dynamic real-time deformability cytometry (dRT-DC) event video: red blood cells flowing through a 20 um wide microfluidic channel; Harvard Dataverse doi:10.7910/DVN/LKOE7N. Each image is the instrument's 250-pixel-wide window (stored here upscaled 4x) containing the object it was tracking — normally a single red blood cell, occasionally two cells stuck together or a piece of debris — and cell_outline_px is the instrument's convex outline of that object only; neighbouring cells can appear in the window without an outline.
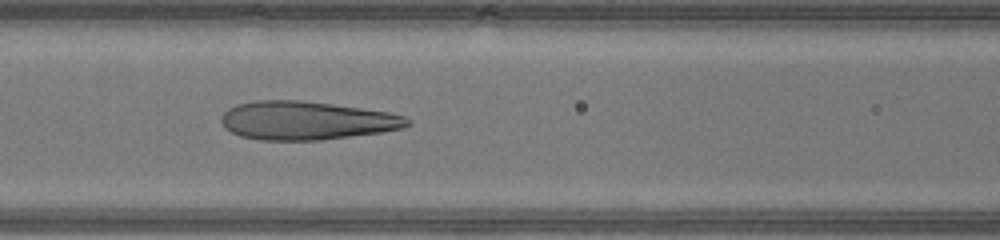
{"species": "human", "species_latin": "Homo sapiens", "temperature_condition": "warm", "stored_images_in_passage": 24, "camera_frame_rate_fps": 3000, "um_per_image_px": 0.085, "donor": {"sex": "male"}, "frame": {"image": 1, "passage_image": 6, "time_ms": 1.667, "image_size_px": [1000, 240], "cell_outline_px": [[412, 124], [404, 128], [380, 132], [320, 140], [260, 140], [240, 136], [224, 128], [220, 120], [220, 116], [228, 108], [236, 104], [252, 100], [300, 100], [332, 104], [392, 112], [404, 116], [412, 120]], "centroid_in_image_um": [26.04, 10.24], "position_along_channel_um": 140.6, "area_um2": 42.08}}
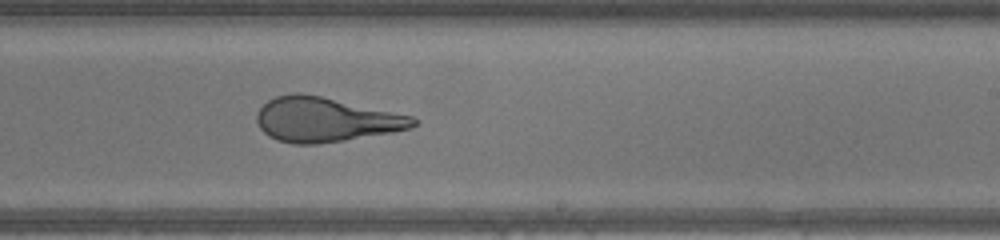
{"frame": {"image": 2, "passage_image": 14, "time_ms": 4.333, "image_size_px": [1000, 240], "cell_outline_px": [[420, 120], [412, 128], [392, 132], [344, 140], [316, 144], [292, 144], [276, 140], [268, 136], [260, 128], [256, 120], [256, 112], [268, 100], [276, 96], [296, 92], [300, 92], [320, 96], [412, 116]], "centroid_in_image_um": [27.64, 10.17], "position_along_channel_um": 261.4, "area_um2": 40.46}}
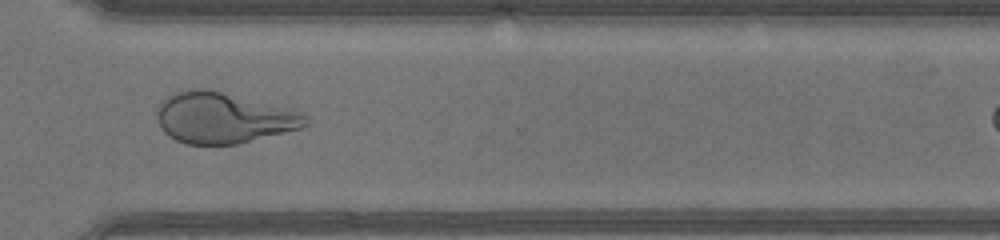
{"frame": {"image": 3, "passage_image": 20, "time_ms": 6.333, "image_size_px": [1000, 240], "cell_outline_px": [[308, 124], [300, 128], [236, 144], [188, 144], [176, 140], [168, 136], [164, 132], [156, 116], [156, 108], [160, 100], [172, 92], [192, 88], [204, 88], [300, 112], [308, 120]], "centroid_in_image_um": [18.87, 10.01], "position_along_channel_um": 351.7, "area_um2": 43.41}}